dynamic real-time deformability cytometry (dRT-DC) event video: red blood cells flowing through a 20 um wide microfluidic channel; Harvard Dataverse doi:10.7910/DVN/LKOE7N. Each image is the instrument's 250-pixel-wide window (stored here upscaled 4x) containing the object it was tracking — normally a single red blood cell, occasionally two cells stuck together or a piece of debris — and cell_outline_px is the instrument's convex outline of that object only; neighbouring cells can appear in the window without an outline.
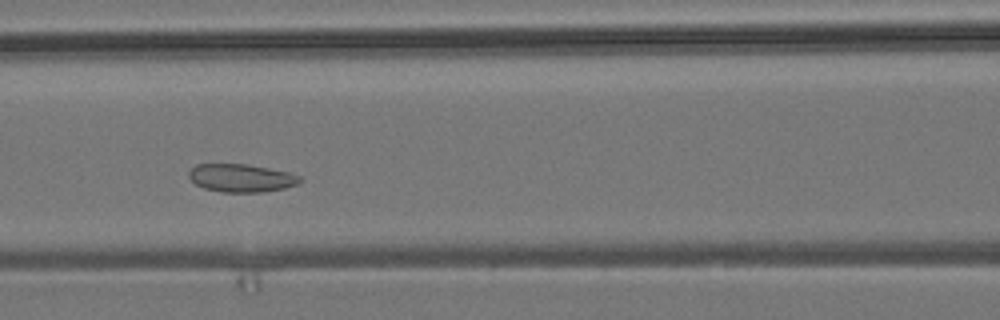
{"species": "common noctule bat (a hibernating species)", "species_latin": "Nyctalus noctula", "temperature_condition": "room temperature", "stored_images_in_passage": 48, "camera_frame_rate_fps": 3000, "um_per_image_px": 0.085, "animal": {"sex": "male", "body_mass_g": 19.2, "forearm_length_mm": 51.8}, "frame": {"image": 1, "passage_image": 17, "time_ms": 5.333, "image_size_px": [1000, 320], "cell_outline_px": [[304, 180], [296, 184], [284, 188], [264, 192], [224, 192], [204, 188], [196, 184], [188, 176], [188, 172], [196, 164], [248, 164], [288, 172], [300, 176]], "centroid_in_image_um": [20.51, 15.13], "position_along_channel_um": 146.1, "area_um2": 18.09}}
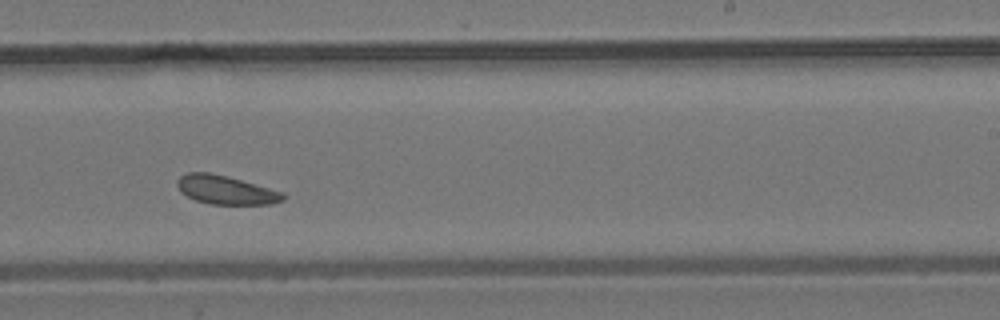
{"frame": {"image": 2, "passage_image": 27, "time_ms": 8.667, "image_size_px": [1000, 320], "cell_outline_px": [[288, 196], [284, 200], [272, 204], [208, 204], [196, 200], [180, 192], [176, 184], [176, 180], [180, 176], [188, 172], [208, 172], [228, 176], [284, 192]], "centroid_in_image_um": [19.21, 16.14], "position_along_channel_um": 269.8, "area_um2": 17.92}}
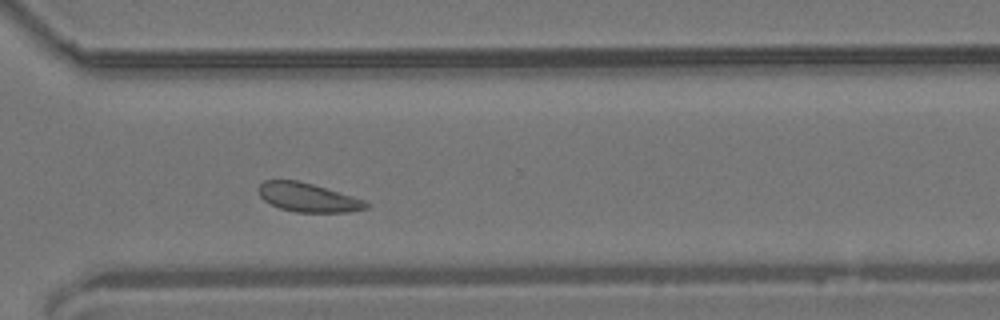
{"frame": {"image": 3, "passage_image": 33, "time_ms": 10.667, "image_size_px": [1000, 320], "cell_outline_px": [[368, 208], [348, 212], [296, 212], [280, 208], [264, 200], [260, 196], [256, 188], [264, 180], [296, 180], [312, 184], [368, 200]], "centroid_in_image_um": [26.19, 16.78], "position_along_channel_um": 344.4, "area_um2": 18.15}, "authors_computed_cell_mechanics": {"area_um2": 19.0162, "velocity_mm_per_s": 3.7248, "shape_relaxation_time_tau1_ms": null, "shape_relaxation_time_tau2_ms": 2.3741, "deformation_change_tau1": null, "deformation_change_tau2": 0.0812}}